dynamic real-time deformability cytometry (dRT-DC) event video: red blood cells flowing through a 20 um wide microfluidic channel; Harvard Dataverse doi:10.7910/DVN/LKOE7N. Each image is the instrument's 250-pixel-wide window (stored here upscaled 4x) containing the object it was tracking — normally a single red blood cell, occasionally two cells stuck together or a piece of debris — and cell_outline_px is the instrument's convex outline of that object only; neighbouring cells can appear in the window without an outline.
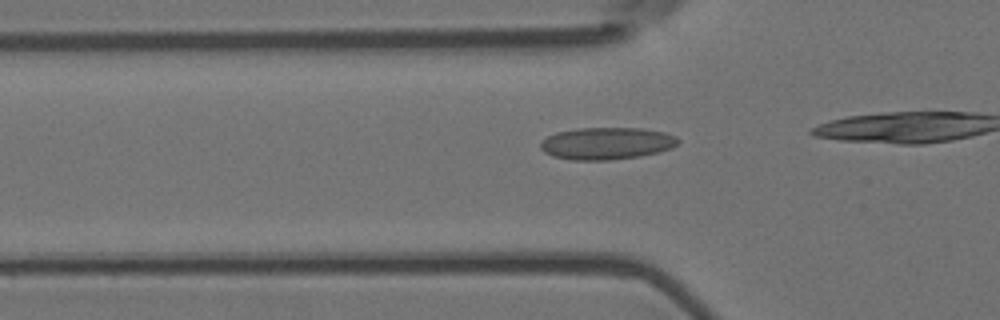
{"species": "Egyptian fruit bat (a non-hibernating species)", "species_latin": "Rousettus aegyptiacus", "temperature_condition": "room temperature", "stored_images_in_passage": 7, "segment_of_instrument_passage": [2, 2], "camera_frame_rate_fps": 3000, "um_per_image_px": 0.085, "animal": {"sex": "female"}, "frame": {"image": 1, "passage_image": 7, "time_ms": 2.0, "image_size_px": [1000, 320], "cell_outline_px": [[680, 140], [672, 148], [640, 156], [608, 160], [572, 160], [552, 156], [544, 152], [540, 148], [540, 140], [556, 132], [576, 128], [640, 128], [664, 132], [676, 136]], "centroid_in_image_um": [51.52, 12.18], "position_along_channel_um": 74.3, "area_um2": 25.84}}